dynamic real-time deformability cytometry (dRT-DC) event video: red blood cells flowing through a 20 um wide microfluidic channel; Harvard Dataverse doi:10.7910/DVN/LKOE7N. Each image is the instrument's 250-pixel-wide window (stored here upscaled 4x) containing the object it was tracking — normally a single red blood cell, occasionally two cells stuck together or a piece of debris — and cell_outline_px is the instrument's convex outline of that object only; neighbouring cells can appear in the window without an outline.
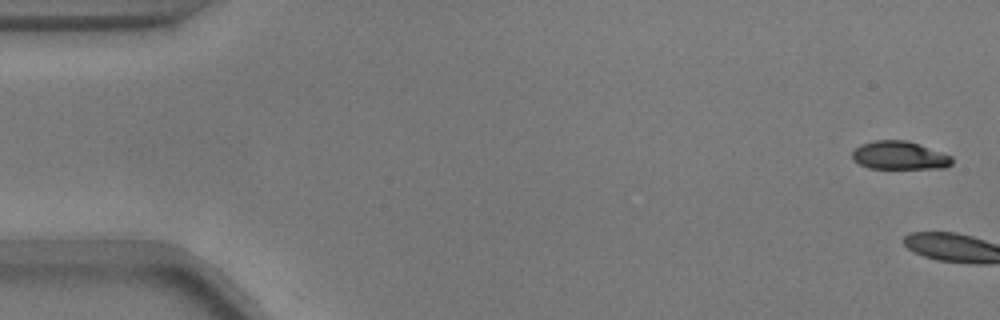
{"species": "common noctule bat (a hibernating species)", "species_latin": "Nyctalus noctula", "temperature_condition": "warm", "stored_images_in_passage": 4, "camera_frame_rate_fps": 3000, "um_per_image_px": 0.085, "animal": {"sex": "male", "body_mass_g": 17.9}, "frame": {"image": 1, "passage_image": 2, "time_ms": 0.333, "image_size_px": [1000, 320], "cell_outline_px": [[952, 164], [944, 168], [868, 168], [852, 160], [852, 152], [860, 144], [876, 140], [908, 140], [952, 156]], "centroid_in_image_um": [76.44, 13.21], "position_along_channel_um": 8.6, "area_um2": 16.42}}